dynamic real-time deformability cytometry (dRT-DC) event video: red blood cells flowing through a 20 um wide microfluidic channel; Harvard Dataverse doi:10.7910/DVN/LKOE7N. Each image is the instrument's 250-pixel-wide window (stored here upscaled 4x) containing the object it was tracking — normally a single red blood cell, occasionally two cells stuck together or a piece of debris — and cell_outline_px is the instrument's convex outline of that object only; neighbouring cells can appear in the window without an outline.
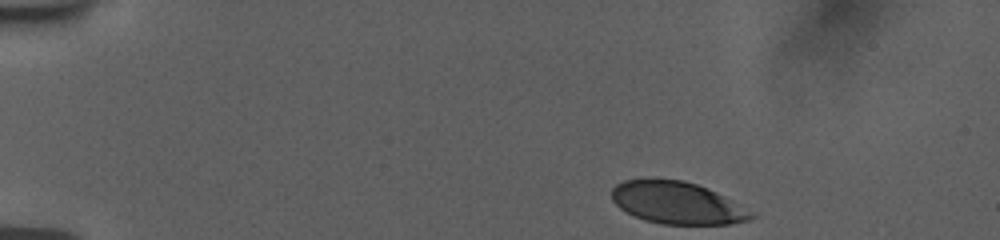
{"species": "human", "species_latin": "Homo sapiens", "temperature_condition": "room temperature", "stored_images_in_passage": 48, "camera_frame_rate_fps": 3000, "um_per_image_px": 0.085, "donor": {"sex": "female"}, "frame": {"image": 1, "passage_image": 1, "time_ms": 0.0, "image_size_px": [1000, 240], "cell_outline_px": [[756, 216], [752, 220], [728, 224], [660, 224], [644, 220], [620, 208], [612, 200], [612, 188], [616, 184], [624, 180], [648, 176], [684, 180], [708, 188], [756, 212]], "centroid_in_image_um": [57.57, 17.21], "position_along_channel_um": 27.4, "area_um2": 35.08}}
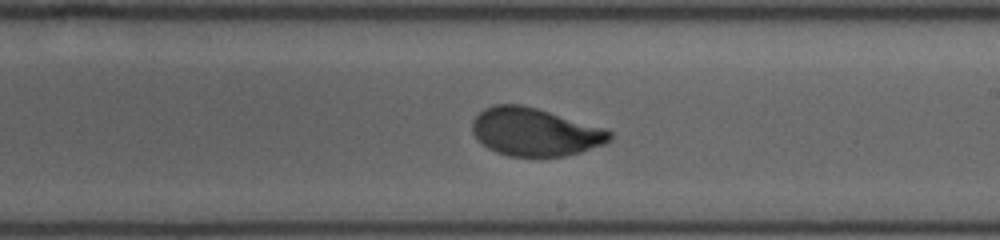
{"frame": {"image": 2, "passage_image": 26, "time_ms": 8.333, "image_size_px": [1000, 240], "cell_outline_px": [[612, 140], [604, 144], [580, 152], [564, 156], [540, 160], [508, 156], [496, 152], [488, 148], [472, 132], [472, 120], [484, 108], [496, 104], [520, 104], [536, 108], [608, 128], [612, 132]], "centroid_in_image_um": [45.51, 11.25], "position_along_channel_um": 243.5, "area_um2": 39.3}}
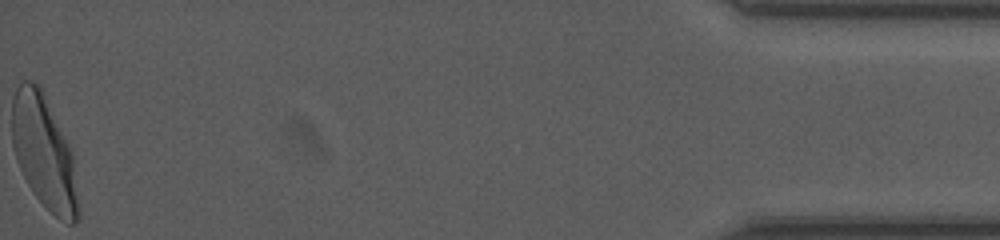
{"frame": {"image": 3, "passage_image": 48, "time_ms": 15.667, "image_size_px": [1000, 240], "cell_outline_px": [[80, 216], [72, 224], [68, 224], [60, 220], [32, 192], [16, 160], [12, 144], [12, 100], [16, 88], [20, 80], [32, 80], [40, 88], [72, 152], [80, 208]], "centroid_in_image_um": [3.73, 12.98], "position_along_channel_um": 431.5, "area_um2": 43.35}, "authors_computed_cell_mechanics": {"area_um2": 38.9283, "velocity_mm_per_s": 3.7255, "shape_relaxation_time_tau1_ms": 2.7751, "shape_relaxation_time_tau2_ms": null, "deformation_change_tau1": 0.1743, "deformation_change_tau2": null}}